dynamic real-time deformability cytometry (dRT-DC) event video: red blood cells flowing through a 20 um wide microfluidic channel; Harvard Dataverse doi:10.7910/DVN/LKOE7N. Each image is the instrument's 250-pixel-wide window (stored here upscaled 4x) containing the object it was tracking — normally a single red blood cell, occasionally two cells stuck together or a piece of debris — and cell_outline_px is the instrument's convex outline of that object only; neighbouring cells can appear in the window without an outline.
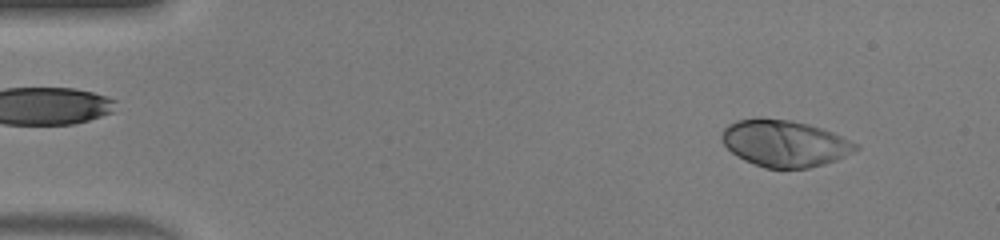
{"species": "human", "species_latin": "Homo sapiens", "temperature_condition": "warm", "stored_images_in_passage": 48, "camera_frame_rate_fps": 3000, "um_per_image_px": 0.085, "donor": {"sex": "male"}, "frame": {"image": 1, "passage_image": 4, "time_ms": 1.0, "image_size_px": [1000, 240], "cell_outline_px": [[860, 148], [836, 160], [824, 164], [808, 168], [764, 168], [744, 160], [736, 156], [720, 140], [720, 136], [724, 128], [728, 124], [736, 120], [760, 116], [792, 120], [808, 124], [832, 132], [860, 144]], "centroid_in_image_um": [66.66, 12.16], "position_along_channel_um": 18.3, "area_um2": 36.82}}
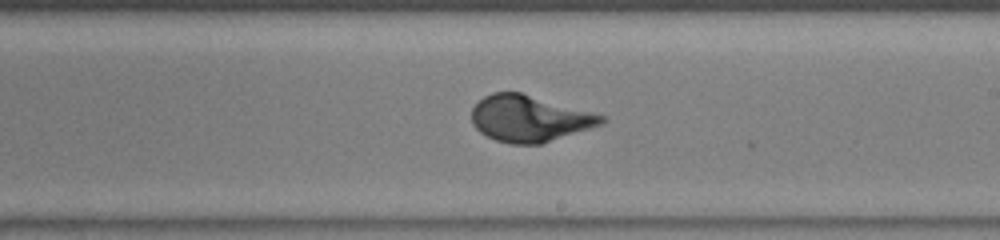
{"frame": {"image": 2, "passage_image": 28, "time_ms": 9.0, "image_size_px": [1000, 240], "cell_outline_px": [[604, 120], [600, 124], [540, 144], [512, 144], [496, 140], [480, 132], [472, 124], [472, 108], [484, 96], [492, 92], [520, 92], [604, 116]], "centroid_in_image_um": [44.92, 10.07], "position_along_channel_um": 244.1, "area_um2": 34.28}}
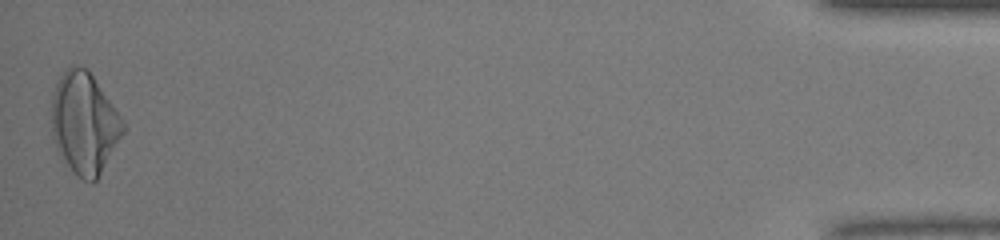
{"frame": {"image": 3, "passage_image": 48, "time_ms": 15.667, "image_size_px": [1000, 240], "cell_outline_px": [[128, 128], [96, 180], [92, 184], [76, 176], [72, 172], [56, 148], [52, 136], [52, 96], [56, 80], [72, 64], [88, 68], [124, 120]], "centroid_in_image_um": [7.19, 10.46], "position_along_channel_um": 428.0, "area_um2": 42.77}, "authors_computed_cell_mechanics": {"area_um2": 35.4314, "velocity_mm_per_s": 4.1542, "shape_relaxation_time_tau1_ms": 3.2692, "shape_relaxation_time_tau2_ms": null, "deformation_change_tau1": 0.2176, "deformation_change_tau2": null}}